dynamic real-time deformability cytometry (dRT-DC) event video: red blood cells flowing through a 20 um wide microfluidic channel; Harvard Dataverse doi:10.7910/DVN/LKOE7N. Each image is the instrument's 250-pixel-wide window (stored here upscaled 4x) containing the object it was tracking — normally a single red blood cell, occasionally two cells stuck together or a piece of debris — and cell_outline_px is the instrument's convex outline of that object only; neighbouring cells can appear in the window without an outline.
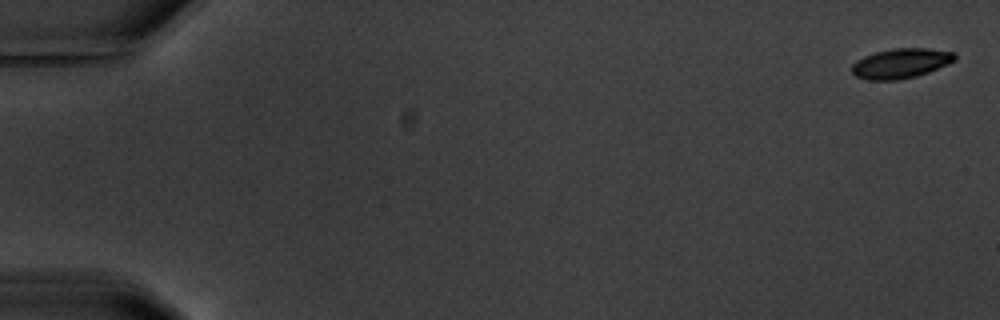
{"species": "common noctule bat (a hibernating species)", "species_latin": "Nyctalus noctula", "temperature_condition": "warm", "stored_images_in_passage": 5, "camera_frame_rate_fps": 3000, "um_per_image_px": 0.085, "animal": {"sex": "male", "body_mass_g": 20.1, "forearm_length_mm": 53.5}, "frame": {"image": 1, "passage_image": 1, "time_ms": 0.0, "image_size_px": [1000, 320], "cell_outline_px": [[956, 60], [948, 64], [928, 72], [916, 76], [896, 80], [868, 80], [856, 76], [852, 72], [852, 64], [856, 60], [864, 56], [876, 52], [892, 48], [928, 48], [956, 52]], "centroid_in_image_um": [76.58, 5.37], "position_along_channel_um": 8.4, "area_um2": 17.98}}
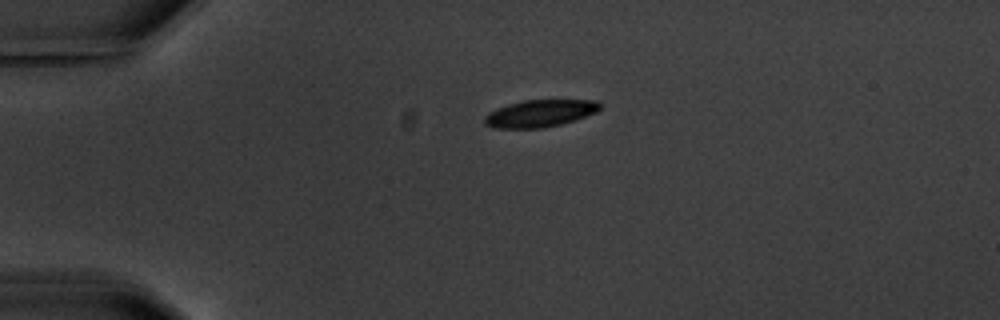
{"frame": {"image": 2, "passage_image": 4, "time_ms": 4.333, "image_size_px": [1000, 320], "cell_outline_px": [[600, 108], [596, 112], [576, 120], [544, 128], [492, 128], [484, 124], [484, 116], [488, 112], [496, 108], [520, 100], [596, 100], [600, 104]], "centroid_in_image_um": [45.85, 9.64], "position_along_channel_um": 39.2, "area_um2": 18.44}}